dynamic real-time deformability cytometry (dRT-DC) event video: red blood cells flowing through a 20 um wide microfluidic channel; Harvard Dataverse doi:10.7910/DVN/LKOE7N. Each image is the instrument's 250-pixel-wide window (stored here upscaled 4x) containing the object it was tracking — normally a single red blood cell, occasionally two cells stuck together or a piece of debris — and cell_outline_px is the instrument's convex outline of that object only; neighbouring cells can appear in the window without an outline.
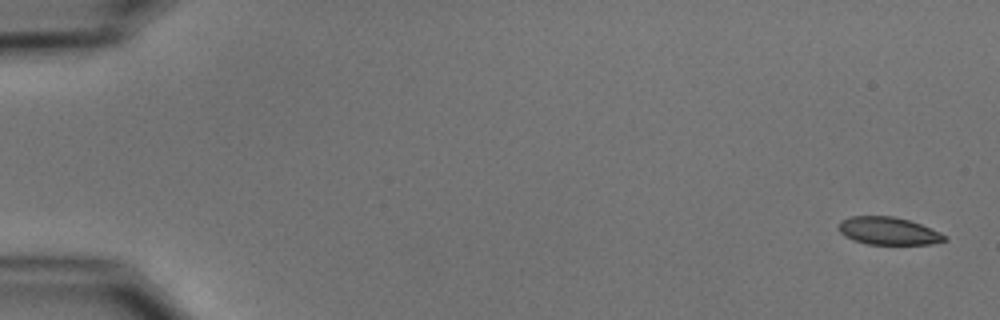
{"species": "common noctule bat (a hibernating species)", "species_latin": "Nyctalus noctula", "temperature_condition": "cold", "stored_images_in_passage": 5, "camera_frame_rate_fps": 3000, "um_per_image_px": 0.085, "animal": {"sex": "male", "body_mass_g": 15.6}, "frame": {"image": 1, "passage_image": 1, "time_ms": 0.0, "image_size_px": [1000, 320], "cell_outline_px": [[948, 240], [928, 244], [868, 244], [852, 240], [844, 236], [836, 228], [836, 224], [840, 220], [852, 216], [892, 216], [908, 220], [920, 224], [940, 232], [948, 236]], "centroid_in_image_um": [75.46, 19.63], "position_along_channel_um": 9.5, "area_um2": 17.22}}
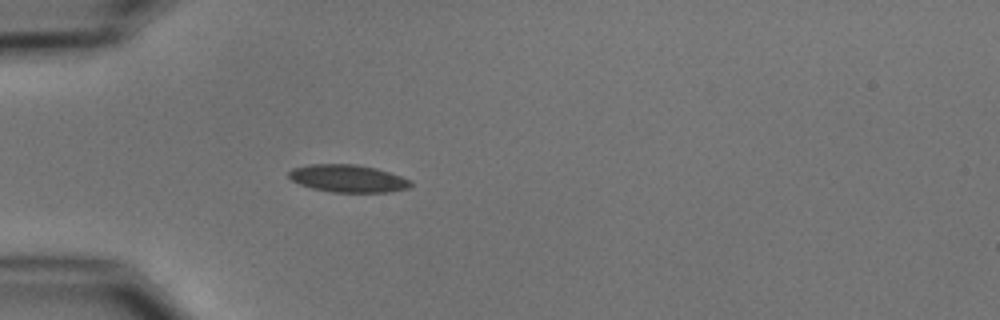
{"frame": {"image": 2, "passage_image": 5, "time_ms": 5.0, "image_size_px": [1000, 320], "cell_outline_px": [[412, 184], [408, 188], [388, 192], [332, 192], [312, 188], [300, 184], [292, 180], [288, 176], [288, 172], [292, 168], [308, 164], [356, 164], [376, 168], [412, 180]], "centroid_in_image_um": [29.56, 15.16], "position_along_channel_um": 55.4, "area_um2": 19.54}}